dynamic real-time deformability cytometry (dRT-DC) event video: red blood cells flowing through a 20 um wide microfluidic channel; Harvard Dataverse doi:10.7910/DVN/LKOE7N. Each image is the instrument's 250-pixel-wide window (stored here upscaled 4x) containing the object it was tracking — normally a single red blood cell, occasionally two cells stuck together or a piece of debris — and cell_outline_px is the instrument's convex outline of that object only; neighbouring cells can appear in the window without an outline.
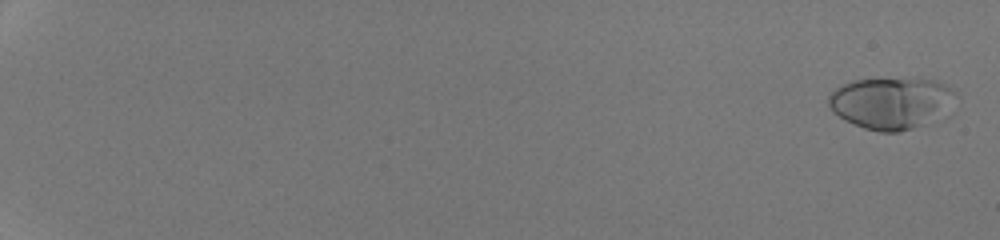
{"species": "human", "species_latin": "Homo sapiens", "temperature_condition": "room temperature", "stored_images_in_passage": 53, "camera_frame_rate_fps": 3000, "um_per_image_px": 0.085, "donor": {"sex": "male"}, "frame": {"image": 1, "passage_image": 2, "time_ms": 0.333, "image_size_px": [1000, 240], "cell_outline_px": [[960, 96], [952, 116], [900, 132], [880, 132], [864, 128], [844, 120], [832, 112], [828, 104], [828, 96], [836, 88], [852, 80], [936, 80], [944, 84], [956, 92]], "centroid_in_image_um": [75.9, 8.8], "position_along_channel_um": 9.1, "area_um2": 39.25}}
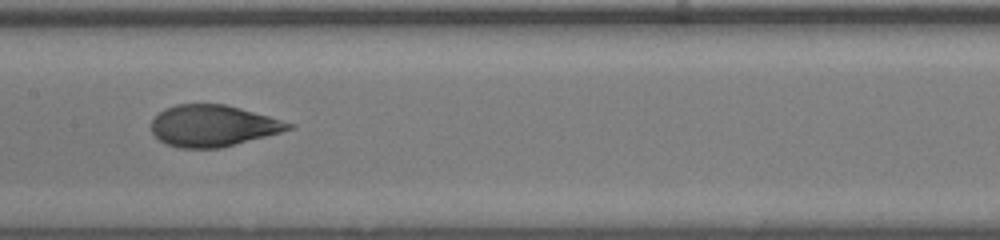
{"frame": {"image": 2, "passage_image": 32, "time_ms": 10.333, "image_size_px": [1000, 240], "cell_outline_px": [[296, 124], [292, 128], [280, 132], [220, 148], [180, 148], [164, 144], [152, 132], [152, 120], [164, 108], [176, 104], [224, 104], [240, 108]], "centroid_in_image_um": [18.07, 10.69], "position_along_channel_um": 189.3, "area_um2": 32.89}}
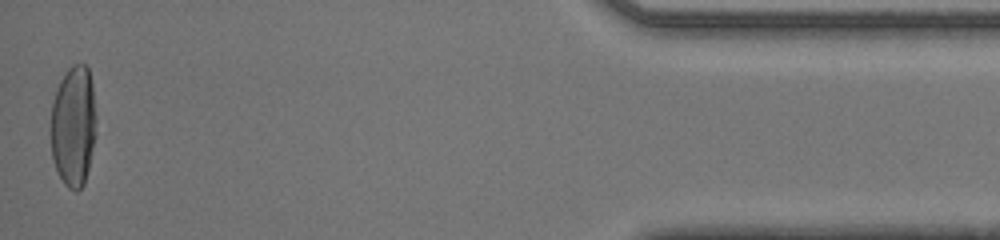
{"frame": {"image": 3, "passage_image": 53, "time_ms": 17.333, "image_size_px": [1000, 240], "cell_outline_px": [[96, 136], [84, 184], [76, 192], [68, 188], [64, 184], [52, 160], [52, 100], [60, 80], [64, 72], [72, 64], [84, 64], [88, 68], [92, 84], [96, 116]], "centroid_in_image_um": [6.26, 10.7], "position_along_channel_um": 428.9, "area_um2": 32.14}, "authors_computed_cell_mechanics": {"area_um2": 33.4662, "velocity_mm_per_s": 4.3004, "shape_relaxation_time_tau1_ms": 5.0858, "shape_relaxation_time_tau2_ms": null, "deformation_change_tau1": 0.2134, "deformation_change_tau2": null}}